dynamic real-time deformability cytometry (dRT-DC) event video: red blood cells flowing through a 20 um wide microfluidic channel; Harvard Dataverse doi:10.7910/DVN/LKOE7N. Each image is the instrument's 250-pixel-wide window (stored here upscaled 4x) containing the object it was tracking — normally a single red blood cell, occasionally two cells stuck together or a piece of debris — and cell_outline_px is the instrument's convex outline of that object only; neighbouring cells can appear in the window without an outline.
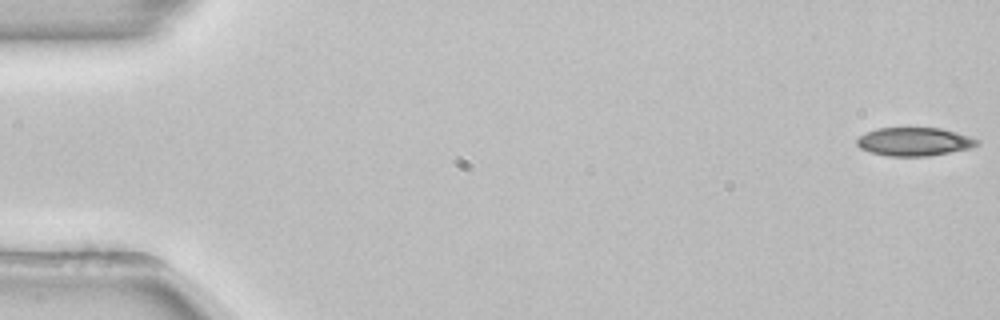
{"species": "common noctule bat (a hibernating species)", "species_latin": "Nyctalus noctula", "temperature_condition": "room temperature", "stored_images_in_passage": 53, "camera_frame_rate_fps": 3000, "um_per_image_px": 0.085, "animal": {"sex": "female", "body_mass_g": 22.7, "forearm_length_mm": 54.2}, "frame": {"image": 1, "passage_image": 1, "time_ms": 0.0, "image_size_px": [1000, 320], "cell_outline_px": [[980, 140], [976, 144], [968, 148], [928, 156], [888, 156], [872, 152], [860, 148], [856, 144], [856, 140], [860, 136], [876, 128], [940, 128], [956, 132]], "centroid_in_image_um": [77.67, 12.03], "position_along_channel_um": 7.3, "area_um2": 19.54}}
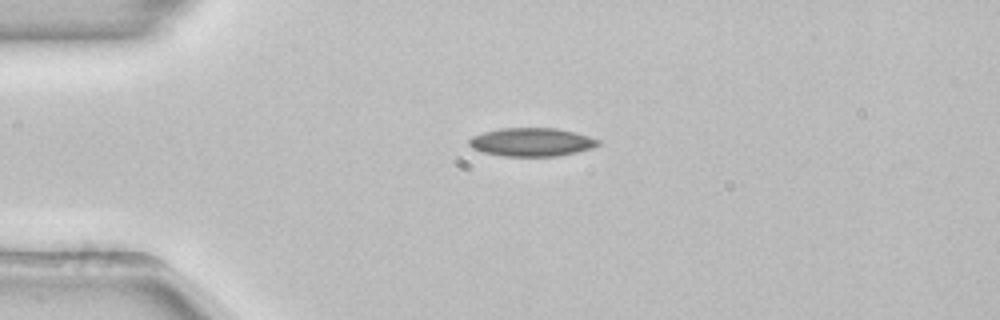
{"frame": {"image": 2, "passage_image": 13, "time_ms": 4.0, "image_size_px": [1000, 320], "cell_outline_px": [[600, 144], [592, 148], [576, 152], [556, 156], [500, 156], [480, 152], [472, 148], [468, 144], [468, 140], [472, 136], [484, 132], [500, 128], [556, 128], [576, 132], [600, 140]], "centroid_in_image_um": [45.16, 12.08], "position_along_channel_um": 39.8, "area_um2": 21.5}}
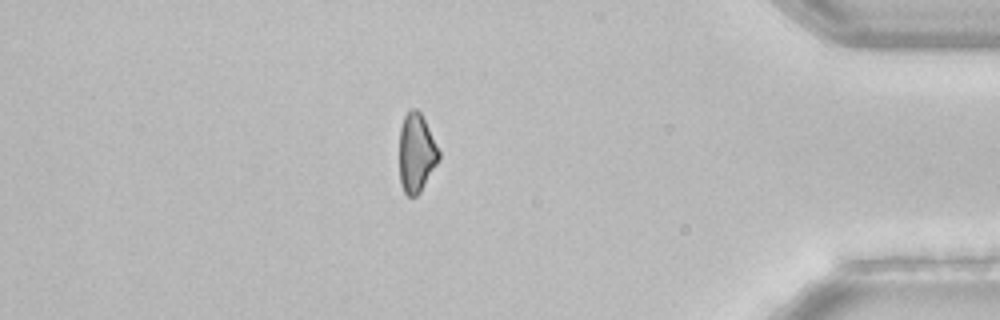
{"frame": {"image": 3, "passage_image": 46, "time_ms": 15.0, "image_size_px": [1000, 320], "cell_outline_px": [[440, 160], [420, 192], [416, 196], [408, 196], [404, 192], [400, 184], [400, 128], [404, 116], [412, 108], [416, 108], [420, 112], [440, 152]], "centroid_in_image_um": [35.39, 13.02], "position_along_channel_um": 399.8, "area_um2": 18.03}}